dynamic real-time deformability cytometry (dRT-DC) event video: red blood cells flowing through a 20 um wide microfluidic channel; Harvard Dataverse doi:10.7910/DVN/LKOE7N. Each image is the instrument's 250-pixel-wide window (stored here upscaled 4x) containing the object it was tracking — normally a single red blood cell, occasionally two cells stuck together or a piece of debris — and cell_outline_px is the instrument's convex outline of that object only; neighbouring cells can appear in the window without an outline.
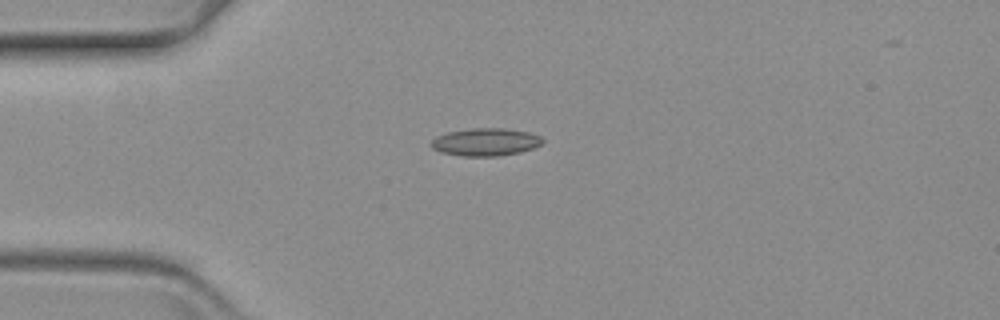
{"species": "common noctule bat (a hibernating species)", "species_latin": "Nyctalus noctula", "temperature_condition": "warm", "stored_images_in_passage": 37, "camera_frame_rate_fps": 3000, "um_per_image_px": 0.085, "animal": {"sex": "female", "body_mass_g": 19.3, "forearm_length_mm": 54.1}, "frame": {"image": 1, "passage_image": 1, "time_ms": 0.0, "image_size_px": [1000, 320], "cell_outline_px": [[544, 140], [540, 144], [532, 148], [520, 152], [496, 156], [464, 156], [440, 152], [432, 148], [432, 140], [436, 136], [448, 132], [472, 128], [504, 128], [528, 132], [540, 136]], "centroid_in_image_um": [41.26, 12.07], "position_along_channel_um": 43.7, "area_um2": 17.8}}
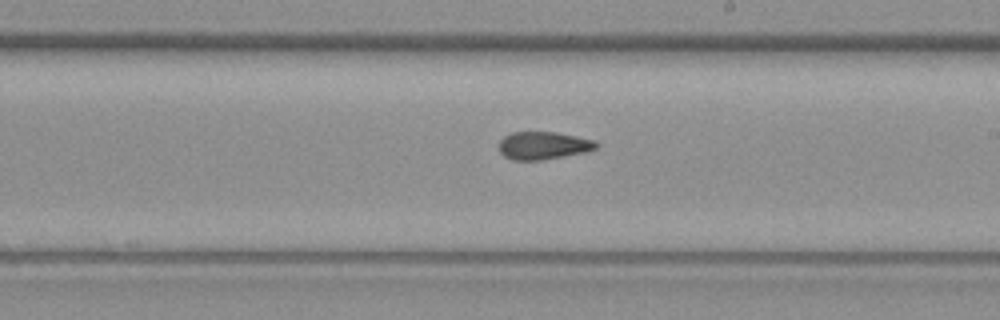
{"frame": {"image": 2, "passage_image": 20, "time_ms": 6.333, "image_size_px": [1000, 320], "cell_outline_px": [[600, 144], [596, 148], [588, 152], [540, 160], [512, 160], [504, 156], [500, 152], [500, 140], [504, 136], [512, 132], [556, 132], [596, 140]], "centroid_in_image_um": [46.22, 12.37], "position_along_channel_um": 242.8, "area_um2": 15.84}}
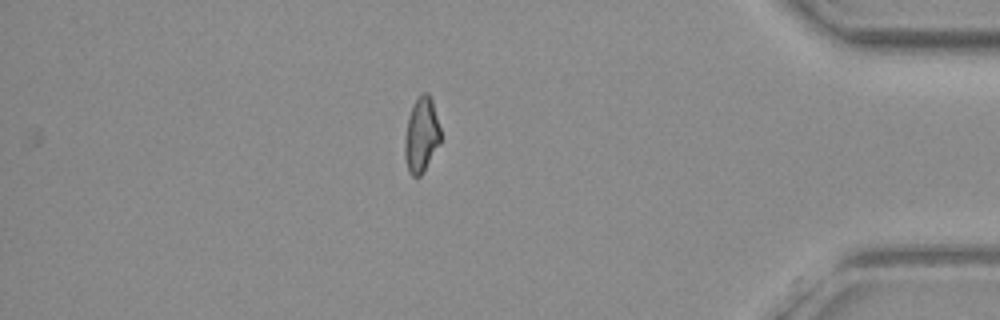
{"frame": {"image": 3, "passage_image": 37, "time_ms": 12.0, "image_size_px": [1000, 320], "cell_outline_px": [[440, 144], [420, 176], [412, 176], [408, 172], [404, 156], [404, 144], [408, 116], [412, 104], [420, 92], [428, 92], [432, 100], [440, 128]], "centroid_in_image_um": [35.8, 11.44], "position_along_channel_um": 399.4, "area_um2": 15.78}}